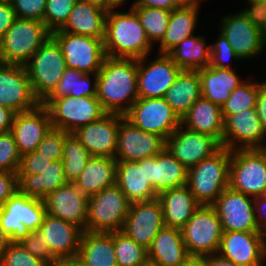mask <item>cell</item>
<instances>
[{
	"label": "cell",
	"instance_id": "8fae6325",
	"mask_svg": "<svg viewBox=\"0 0 266 266\" xmlns=\"http://www.w3.org/2000/svg\"><path fill=\"white\" fill-rule=\"evenodd\" d=\"M59 44L66 66L85 74H97L106 57L102 39L66 32H52Z\"/></svg>",
	"mask_w": 266,
	"mask_h": 266
},
{
	"label": "cell",
	"instance_id": "e7e4bbea",
	"mask_svg": "<svg viewBox=\"0 0 266 266\" xmlns=\"http://www.w3.org/2000/svg\"><path fill=\"white\" fill-rule=\"evenodd\" d=\"M56 266H84L78 259H66L61 260L57 263Z\"/></svg>",
	"mask_w": 266,
	"mask_h": 266
},
{
	"label": "cell",
	"instance_id": "7a4b0ae2",
	"mask_svg": "<svg viewBox=\"0 0 266 266\" xmlns=\"http://www.w3.org/2000/svg\"><path fill=\"white\" fill-rule=\"evenodd\" d=\"M106 56L139 59L148 56L152 46L137 13L107 11L103 40Z\"/></svg>",
	"mask_w": 266,
	"mask_h": 266
},
{
	"label": "cell",
	"instance_id": "52a82bcc",
	"mask_svg": "<svg viewBox=\"0 0 266 266\" xmlns=\"http://www.w3.org/2000/svg\"><path fill=\"white\" fill-rule=\"evenodd\" d=\"M50 36L43 22L16 18L0 42L2 62L24 66Z\"/></svg>",
	"mask_w": 266,
	"mask_h": 266
},
{
	"label": "cell",
	"instance_id": "cb8c5ba5",
	"mask_svg": "<svg viewBox=\"0 0 266 266\" xmlns=\"http://www.w3.org/2000/svg\"><path fill=\"white\" fill-rule=\"evenodd\" d=\"M38 230L45 237L52 255L58 261L77 257L83 233L80 227L46 214Z\"/></svg>",
	"mask_w": 266,
	"mask_h": 266
},
{
	"label": "cell",
	"instance_id": "753ad0ef",
	"mask_svg": "<svg viewBox=\"0 0 266 266\" xmlns=\"http://www.w3.org/2000/svg\"><path fill=\"white\" fill-rule=\"evenodd\" d=\"M247 1H253V2H256V3H263L266 5V0H247Z\"/></svg>",
	"mask_w": 266,
	"mask_h": 266
},
{
	"label": "cell",
	"instance_id": "4dcf8cb0",
	"mask_svg": "<svg viewBox=\"0 0 266 266\" xmlns=\"http://www.w3.org/2000/svg\"><path fill=\"white\" fill-rule=\"evenodd\" d=\"M117 160L110 157L91 156L74 184L90 197L102 189L116 184Z\"/></svg>",
	"mask_w": 266,
	"mask_h": 266
},
{
	"label": "cell",
	"instance_id": "b9f144b4",
	"mask_svg": "<svg viewBox=\"0 0 266 266\" xmlns=\"http://www.w3.org/2000/svg\"><path fill=\"white\" fill-rule=\"evenodd\" d=\"M131 8L137 13L150 43L152 44L153 40L161 42L169 24L171 11L145 6H131Z\"/></svg>",
	"mask_w": 266,
	"mask_h": 266
},
{
	"label": "cell",
	"instance_id": "9a60e30c",
	"mask_svg": "<svg viewBox=\"0 0 266 266\" xmlns=\"http://www.w3.org/2000/svg\"><path fill=\"white\" fill-rule=\"evenodd\" d=\"M166 147V140L136 127L125 116L119 122L117 133V161H139L156 156Z\"/></svg>",
	"mask_w": 266,
	"mask_h": 266
},
{
	"label": "cell",
	"instance_id": "9c48e42d",
	"mask_svg": "<svg viewBox=\"0 0 266 266\" xmlns=\"http://www.w3.org/2000/svg\"><path fill=\"white\" fill-rule=\"evenodd\" d=\"M228 187L252 198L266 189V150L231 151Z\"/></svg>",
	"mask_w": 266,
	"mask_h": 266
},
{
	"label": "cell",
	"instance_id": "6da1fadb",
	"mask_svg": "<svg viewBox=\"0 0 266 266\" xmlns=\"http://www.w3.org/2000/svg\"><path fill=\"white\" fill-rule=\"evenodd\" d=\"M96 97L106 113L125 116L138 99L137 59L106 56L97 73Z\"/></svg>",
	"mask_w": 266,
	"mask_h": 266
},
{
	"label": "cell",
	"instance_id": "c3c4849f",
	"mask_svg": "<svg viewBox=\"0 0 266 266\" xmlns=\"http://www.w3.org/2000/svg\"><path fill=\"white\" fill-rule=\"evenodd\" d=\"M64 131L52 128L42 139L37 151L50 161L62 160Z\"/></svg>",
	"mask_w": 266,
	"mask_h": 266
},
{
	"label": "cell",
	"instance_id": "94428289",
	"mask_svg": "<svg viewBox=\"0 0 266 266\" xmlns=\"http://www.w3.org/2000/svg\"><path fill=\"white\" fill-rule=\"evenodd\" d=\"M206 266H238L234 262L216 254L205 256Z\"/></svg>",
	"mask_w": 266,
	"mask_h": 266
},
{
	"label": "cell",
	"instance_id": "277c9868",
	"mask_svg": "<svg viewBox=\"0 0 266 266\" xmlns=\"http://www.w3.org/2000/svg\"><path fill=\"white\" fill-rule=\"evenodd\" d=\"M24 67L34 95L41 103L57 87L67 68L62 50L52 36L35 51Z\"/></svg>",
	"mask_w": 266,
	"mask_h": 266
},
{
	"label": "cell",
	"instance_id": "ba28073f",
	"mask_svg": "<svg viewBox=\"0 0 266 266\" xmlns=\"http://www.w3.org/2000/svg\"><path fill=\"white\" fill-rule=\"evenodd\" d=\"M130 204L116 184L90 196L86 231L111 233L122 230Z\"/></svg>",
	"mask_w": 266,
	"mask_h": 266
},
{
	"label": "cell",
	"instance_id": "d6a6232c",
	"mask_svg": "<svg viewBox=\"0 0 266 266\" xmlns=\"http://www.w3.org/2000/svg\"><path fill=\"white\" fill-rule=\"evenodd\" d=\"M201 80V95L220 107L230 97L231 92L243 82L235 70L208 66L197 70Z\"/></svg>",
	"mask_w": 266,
	"mask_h": 266
},
{
	"label": "cell",
	"instance_id": "11a10c76",
	"mask_svg": "<svg viewBox=\"0 0 266 266\" xmlns=\"http://www.w3.org/2000/svg\"><path fill=\"white\" fill-rule=\"evenodd\" d=\"M16 18L15 11L12 9L11 3L0 1V42Z\"/></svg>",
	"mask_w": 266,
	"mask_h": 266
},
{
	"label": "cell",
	"instance_id": "60d3db41",
	"mask_svg": "<svg viewBox=\"0 0 266 266\" xmlns=\"http://www.w3.org/2000/svg\"><path fill=\"white\" fill-rule=\"evenodd\" d=\"M114 252L117 266H144L148 262V251L121 230L113 232Z\"/></svg>",
	"mask_w": 266,
	"mask_h": 266
},
{
	"label": "cell",
	"instance_id": "8992f818",
	"mask_svg": "<svg viewBox=\"0 0 266 266\" xmlns=\"http://www.w3.org/2000/svg\"><path fill=\"white\" fill-rule=\"evenodd\" d=\"M182 239L191 257L218 253L223 229L212 205H200L181 229Z\"/></svg>",
	"mask_w": 266,
	"mask_h": 266
},
{
	"label": "cell",
	"instance_id": "be15d7a7",
	"mask_svg": "<svg viewBox=\"0 0 266 266\" xmlns=\"http://www.w3.org/2000/svg\"><path fill=\"white\" fill-rule=\"evenodd\" d=\"M177 7L199 8V0H176Z\"/></svg>",
	"mask_w": 266,
	"mask_h": 266
},
{
	"label": "cell",
	"instance_id": "680465c9",
	"mask_svg": "<svg viewBox=\"0 0 266 266\" xmlns=\"http://www.w3.org/2000/svg\"><path fill=\"white\" fill-rule=\"evenodd\" d=\"M254 211H255V222L258 228L260 230H263L266 227V201L262 200L260 197L254 198ZM256 213L260 214L256 215Z\"/></svg>",
	"mask_w": 266,
	"mask_h": 266
},
{
	"label": "cell",
	"instance_id": "3957f363",
	"mask_svg": "<svg viewBox=\"0 0 266 266\" xmlns=\"http://www.w3.org/2000/svg\"><path fill=\"white\" fill-rule=\"evenodd\" d=\"M231 151L222 147L188 170L187 184L200 205H212L228 188Z\"/></svg>",
	"mask_w": 266,
	"mask_h": 266
},
{
	"label": "cell",
	"instance_id": "003e7915",
	"mask_svg": "<svg viewBox=\"0 0 266 266\" xmlns=\"http://www.w3.org/2000/svg\"><path fill=\"white\" fill-rule=\"evenodd\" d=\"M90 3H94L107 11L111 10V0H86Z\"/></svg>",
	"mask_w": 266,
	"mask_h": 266
},
{
	"label": "cell",
	"instance_id": "1f68e13d",
	"mask_svg": "<svg viewBox=\"0 0 266 266\" xmlns=\"http://www.w3.org/2000/svg\"><path fill=\"white\" fill-rule=\"evenodd\" d=\"M187 129L216 138L222 145L223 117L220 106L202 96L195 101L189 111L181 118Z\"/></svg>",
	"mask_w": 266,
	"mask_h": 266
},
{
	"label": "cell",
	"instance_id": "681fc988",
	"mask_svg": "<svg viewBox=\"0 0 266 266\" xmlns=\"http://www.w3.org/2000/svg\"><path fill=\"white\" fill-rule=\"evenodd\" d=\"M47 0H11L17 18L36 20L44 23Z\"/></svg>",
	"mask_w": 266,
	"mask_h": 266
},
{
	"label": "cell",
	"instance_id": "d6986e66",
	"mask_svg": "<svg viewBox=\"0 0 266 266\" xmlns=\"http://www.w3.org/2000/svg\"><path fill=\"white\" fill-rule=\"evenodd\" d=\"M146 58L137 59L138 98H163L182 70L167 54H160L148 67L143 65Z\"/></svg>",
	"mask_w": 266,
	"mask_h": 266
},
{
	"label": "cell",
	"instance_id": "91938a15",
	"mask_svg": "<svg viewBox=\"0 0 266 266\" xmlns=\"http://www.w3.org/2000/svg\"><path fill=\"white\" fill-rule=\"evenodd\" d=\"M15 112L0 104V133L11 131Z\"/></svg>",
	"mask_w": 266,
	"mask_h": 266
},
{
	"label": "cell",
	"instance_id": "5bb4252c",
	"mask_svg": "<svg viewBox=\"0 0 266 266\" xmlns=\"http://www.w3.org/2000/svg\"><path fill=\"white\" fill-rule=\"evenodd\" d=\"M246 194L226 188L212 204L223 232H261L255 222L253 202Z\"/></svg>",
	"mask_w": 266,
	"mask_h": 266
},
{
	"label": "cell",
	"instance_id": "7402d4cb",
	"mask_svg": "<svg viewBox=\"0 0 266 266\" xmlns=\"http://www.w3.org/2000/svg\"><path fill=\"white\" fill-rule=\"evenodd\" d=\"M52 128L49 110L42 103L33 110L16 113L11 132L21 156L37 150L39 143Z\"/></svg>",
	"mask_w": 266,
	"mask_h": 266
},
{
	"label": "cell",
	"instance_id": "d590c367",
	"mask_svg": "<svg viewBox=\"0 0 266 266\" xmlns=\"http://www.w3.org/2000/svg\"><path fill=\"white\" fill-rule=\"evenodd\" d=\"M201 96L198 71L182 70L163 98L181 119Z\"/></svg>",
	"mask_w": 266,
	"mask_h": 266
},
{
	"label": "cell",
	"instance_id": "ab89813d",
	"mask_svg": "<svg viewBox=\"0 0 266 266\" xmlns=\"http://www.w3.org/2000/svg\"><path fill=\"white\" fill-rule=\"evenodd\" d=\"M91 158L86 148L74 133L64 131V143L62 149V162L66 180L74 183Z\"/></svg>",
	"mask_w": 266,
	"mask_h": 266
},
{
	"label": "cell",
	"instance_id": "ac0fdd59",
	"mask_svg": "<svg viewBox=\"0 0 266 266\" xmlns=\"http://www.w3.org/2000/svg\"><path fill=\"white\" fill-rule=\"evenodd\" d=\"M181 128L182 124L166 139V148L188 170L222 148L221 143L213 136L187 128L180 132Z\"/></svg>",
	"mask_w": 266,
	"mask_h": 266
},
{
	"label": "cell",
	"instance_id": "44dd1931",
	"mask_svg": "<svg viewBox=\"0 0 266 266\" xmlns=\"http://www.w3.org/2000/svg\"><path fill=\"white\" fill-rule=\"evenodd\" d=\"M88 199L74 183L68 182L43 200L47 214L73 223L85 231Z\"/></svg>",
	"mask_w": 266,
	"mask_h": 266
},
{
	"label": "cell",
	"instance_id": "6f0895ef",
	"mask_svg": "<svg viewBox=\"0 0 266 266\" xmlns=\"http://www.w3.org/2000/svg\"><path fill=\"white\" fill-rule=\"evenodd\" d=\"M256 110L263 129L266 132V88L261 85L256 99Z\"/></svg>",
	"mask_w": 266,
	"mask_h": 266
},
{
	"label": "cell",
	"instance_id": "2e32d148",
	"mask_svg": "<svg viewBox=\"0 0 266 266\" xmlns=\"http://www.w3.org/2000/svg\"><path fill=\"white\" fill-rule=\"evenodd\" d=\"M223 117V136L222 147L230 151L236 149H265L261 145L266 132L257 114V110H243L235 115H222ZM240 142L241 145L234 143Z\"/></svg>",
	"mask_w": 266,
	"mask_h": 266
},
{
	"label": "cell",
	"instance_id": "4316f807",
	"mask_svg": "<svg viewBox=\"0 0 266 266\" xmlns=\"http://www.w3.org/2000/svg\"><path fill=\"white\" fill-rule=\"evenodd\" d=\"M148 251V262L158 266H184L192 257L183 242L181 230L163 227Z\"/></svg>",
	"mask_w": 266,
	"mask_h": 266
},
{
	"label": "cell",
	"instance_id": "f1b7e54d",
	"mask_svg": "<svg viewBox=\"0 0 266 266\" xmlns=\"http://www.w3.org/2000/svg\"><path fill=\"white\" fill-rule=\"evenodd\" d=\"M116 185L131 203L158 198L146 179L145 158L139 161H117Z\"/></svg>",
	"mask_w": 266,
	"mask_h": 266
},
{
	"label": "cell",
	"instance_id": "2a66077c",
	"mask_svg": "<svg viewBox=\"0 0 266 266\" xmlns=\"http://www.w3.org/2000/svg\"><path fill=\"white\" fill-rule=\"evenodd\" d=\"M2 2H10L11 0H0Z\"/></svg>",
	"mask_w": 266,
	"mask_h": 266
},
{
	"label": "cell",
	"instance_id": "2644e50d",
	"mask_svg": "<svg viewBox=\"0 0 266 266\" xmlns=\"http://www.w3.org/2000/svg\"><path fill=\"white\" fill-rule=\"evenodd\" d=\"M262 200L266 201V189L259 196Z\"/></svg>",
	"mask_w": 266,
	"mask_h": 266
},
{
	"label": "cell",
	"instance_id": "db71d44e",
	"mask_svg": "<svg viewBox=\"0 0 266 266\" xmlns=\"http://www.w3.org/2000/svg\"><path fill=\"white\" fill-rule=\"evenodd\" d=\"M251 6L243 10L245 16L262 32L266 28V5L249 1Z\"/></svg>",
	"mask_w": 266,
	"mask_h": 266
},
{
	"label": "cell",
	"instance_id": "34e18365",
	"mask_svg": "<svg viewBox=\"0 0 266 266\" xmlns=\"http://www.w3.org/2000/svg\"><path fill=\"white\" fill-rule=\"evenodd\" d=\"M144 266H158V265H155L153 263L147 262Z\"/></svg>",
	"mask_w": 266,
	"mask_h": 266
},
{
	"label": "cell",
	"instance_id": "bcb514c9",
	"mask_svg": "<svg viewBox=\"0 0 266 266\" xmlns=\"http://www.w3.org/2000/svg\"><path fill=\"white\" fill-rule=\"evenodd\" d=\"M0 266H49L31 255L21 244L11 243L0 260Z\"/></svg>",
	"mask_w": 266,
	"mask_h": 266
},
{
	"label": "cell",
	"instance_id": "f5cc1de1",
	"mask_svg": "<svg viewBox=\"0 0 266 266\" xmlns=\"http://www.w3.org/2000/svg\"><path fill=\"white\" fill-rule=\"evenodd\" d=\"M18 191L17 173L0 171V206Z\"/></svg>",
	"mask_w": 266,
	"mask_h": 266
},
{
	"label": "cell",
	"instance_id": "7dc6e473",
	"mask_svg": "<svg viewBox=\"0 0 266 266\" xmlns=\"http://www.w3.org/2000/svg\"><path fill=\"white\" fill-rule=\"evenodd\" d=\"M21 244L31 255L40 258L49 266H56L59 262L51 253L45 237L39 230L30 231V233L23 238Z\"/></svg>",
	"mask_w": 266,
	"mask_h": 266
},
{
	"label": "cell",
	"instance_id": "83f0119b",
	"mask_svg": "<svg viewBox=\"0 0 266 266\" xmlns=\"http://www.w3.org/2000/svg\"><path fill=\"white\" fill-rule=\"evenodd\" d=\"M107 10L86 0H77L65 25L54 32H66L104 40Z\"/></svg>",
	"mask_w": 266,
	"mask_h": 266
},
{
	"label": "cell",
	"instance_id": "816d5d0a",
	"mask_svg": "<svg viewBox=\"0 0 266 266\" xmlns=\"http://www.w3.org/2000/svg\"><path fill=\"white\" fill-rule=\"evenodd\" d=\"M50 162L37 150L25 153L21 156L17 174H41Z\"/></svg>",
	"mask_w": 266,
	"mask_h": 266
},
{
	"label": "cell",
	"instance_id": "11e5206c",
	"mask_svg": "<svg viewBox=\"0 0 266 266\" xmlns=\"http://www.w3.org/2000/svg\"><path fill=\"white\" fill-rule=\"evenodd\" d=\"M2 58H1V50H0V65L2 64Z\"/></svg>",
	"mask_w": 266,
	"mask_h": 266
},
{
	"label": "cell",
	"instance_id": "e575fe53",
	"mask_svg": "<svg viewBox=\"0 0 266 266\" xmlns=\"http://www.w3.org/2000/svg\"><path fill=\"white\" fill-rule=\"evenodd\" d=\"M18 190L29 197L44 199L68 183L62 160L51 161L41 174H17Z\"/></svg>",
	"mask_w": 266,
	"mask_h": 266
},
{
	"label": "cell",
	"instance_id": "6125c7cd",
	"mask_svg": "<svg viewBox=\"0 0 266 266\" xmlns=\"http://www.w3.org/2000/svg\"><path fill=\"white\" fill-rule=\"evenodd\" d=\"M10 244V237L7 235V233L4 231L0 224V260L3 256V253L6 251Z\"/></svg>",
	"mask_w": 266,
	"mask_h": 266
},
{
	"label": "cell",
	"instance_id": "9f6ffc18",
	"mask_svg": "<svg viewBox=\"0 0 266 266\" xmlns=\"http://www.w3.org/2000/svg\"><path fill=\"white\" fill-rule=\"evenodd\" d=\"M132 6H145L152 8H161L165 10H174L177 7L176 0H137Z\"/></svg>",
	"mask_w": 266,
	"mask_h": 266
},
{
	"label": "cell",
	"instance_id": "7c38bea8",
	"mask_svg": "<svg viewBox=\"0 0 266 266\" xmlns=\"http://www.w3.org/2000/svg\"><path fill=\"white\" fill-rule=\"evenodd\" d=\"M125 117L139 129L165 140L181 125V119L164 98H138Z\"/></svg>",
	"mask_w": 266,
	"mask_h": 266
},
{
	"label": "cell",
	"instance_id": "89a4df30",
	"mask_svg": "<svg viewBox=\"0 0 266 266\" xmlns=\"http://www.w3.org/2000/svg\"><path fill=\"white\" fill-rule=\"evenodd\" d=\"M125 0H111V9H114L116 6L123 3Z\"/></svg>",
	"mask_w": 266,
	"mask_h": 266
},
{
	"label": "cell",
	"instance_id": "484cf974",
	"mask_svg": "<svg viewBox=\"0 0 266 266\" xmlns=\"http://www.w3.org/2000/svg\"><path fill=\"white\" fill-rule=\"evenodd\" d=\"M222 32L238 59L253 57L264 48L262 31L245 16L243 12L224 17Z\"/></svg>",
	"mask_w": 266,
	"mask_h": 266
},
{
	"label": "cell",
	"instance_id": "4fadbf2b",
	"mask_svg": "<svg viewBox=\"0 0 266 266\" xmlns=\"http://www.w3.org/2000/svg\"><path fill=\"white\" fill-rule=\"evenodd\" d=\"M0 104L15 113L33 110L41 104L24 66L0 65Z\"/></svg>",
	"mask_w": 266,
	"mask_h": 266
},
{
	"label": "cell",
	"instance_id": "e0dca14e",
	"mask_svg": "<svg viewBox=\"0 0 266 266\" xmlns=\"http://www.w3.org/2000/svg\"><path fill=\"white\" fill-rule=\"evenodd\" d=\"M163 227L162 207L160 200L156 198L132 202L121 231L148 250Z\"/></svg>",
	"mask_w": 266,
	"mask_h": 266
},
{
	"label": "cell",
	"instance_id": "f907efd6",
	"mask_svg": "<svg viewBox=\"0 0 266 266\" xmlns=\"http://www.w3.org/2000/svg\"><path fill=\"white\" fill-rule=\"evenodd\" d=\"M231 58H238L232 46L223 34L220 36L215 44L210 45V66L224 69H231L225 64L224 60Z\"/></svg>",
	"mask_w": 266,
	"mask_h": 266
},
{
	"label": "cell",
	"instance_id": "ffe728a7",
	"mask_svg": "<svg viewBox=\"0 0 266 266\" xmlns=\"http://www.w3.org/2000/svg\"><path fill=\"white\" fill-rule=\"evenodd\" d=\"M123 117L106 113L100 119L79 127L73 133L91 156L114 158L119 122Z\"/></svg>",
	"mask_w": 266,
	"mask_h": 266
},
{
	"label": "cell",
	"instance_id": "8c879c8a",
	"mask_svg": "<svg viewBox=\"0 0 266 266\" xmlns=\"http://www.w3.org/2000/svg\"><path fill=\"white\" fill-rule=\"evenodd\" d=\"M262 34H263V43H264V45H266V28L264 29Z\"/></svg>",
	"mask_w": 266,
	"mask_h": 266
},
{
	"label": "cell",
	"instance_id": "d4e9b609",
	"mask_svg": "<svg viewBox=\"0 0 266 266\" xmlns=\"http://www.w3.org/2000/svg\"><path fill=\"white\" fill-rule=\"evenodd\" d=\"M145 174L159 195L165 190L186 186L188 169L165 147L156 156L145 158Z\"/></svg>",
	"mask_w": 266,
	"mask_h": 266
},
{
	"label": "cell",
	"instance_id": "ee69618b",
	"mask_svg": "<svg viewBox=\"0 0 266 266\" xmlns=\"http://www.w3.org/2000/svg\"><path fill=\"white\" fill-rule=\"evenodd\" d=\"M76 2L77 0H47L44 24L51 33L65 25Z\"/></svg>",
	"mask_w": 266,
	"mask_h": 266
},
{
	"label": "cell",
	"instance_id": "603a6c76",
	"mask_svg": "<svg viewBox=\"0 0 266 266\" xmlns=\"http://www.w3.org/2000/svg\"><path fill=\"white\" fill-rule=\"evenodd\" d=\"M219 253L238 266H261L265 258L262 232H223Z\"/></svg>",
	"mask_w": 266,
	"mask_h": 266
},
{
	"label": "cell",
	"instance_id": "a7ac6f4b",
	"mask_svg": "<svg viewBox=\"0 0 266 266\" xmlns=\"http://www.w3.org/2000/svg\"><path fill=\"white\" fill-rule=\"evenodd\" d=\"M262 232V239H263V251H264V256L266 257V227L261 230Z\"/></svg>",
	"mask_w": 266,
	"mask_h": 266
},
{
	"label": "cell",
	"instance_id": "8d00e7d4",
	"mask_svg": "<svg viewBox=\"0 0 266 266\" xmlns=\"http://www.w3.org/2000/svg\"><path fill=\"white\" fill-rule=\"evenodd\" d=\"M167 55L181 70L197 71L210 65V46L206 47L202 36L183 39Z\"/></svg>",
	"mask_w": 266,
	"mask_h": 266
},
{
	"label": "cell",
	"instance_id": "f546056e",
	"mask_svg": "<svg viewBox=\"0 0 266 266\" xmlns=\"http://www.w3.org/2000/svg\"><path fill=\"white\" fill-rule=\"evenodd\" d=\"M164 226L182 229L200 206L187 186L165 190L158 195Z\"/></svg>",
	"mask_w": 266,
	"mask_h": 266
},
{
	"label": "cell",
	"instance_id": "836d02e7",
	"mask_svg": "<svg viewBox=\"0 0 266 266\" xmlns=\"http://www.w3.org/2000/svg\"><path fill=\"white\" fill-rule=\"evenodd\" d=\"M76 259L84 266H117L113 232L83 231Z\"/></svg>",
	"mask_w": 266,
	"mask_h": 266
},
{
	"label": "cell",
	"instance_id": "74e56055",
	"mask_svg": "<svg viewBox=\"0 0 266 266\" xmlns=\"http://www.w3.org/2000/svg\"><path fill=\"white\" fill-rule=\"evenodd\" d=\"M197 10L178 7L171 11L165 36L159 46L161 54H167L183 39L193 36L197 22Z\"/></svg>",
	"mask_w": 266,
	"mask_h": 266
},
{
	"label": "cell",
	"instance_id": "7bdbcfd3",
	"mask_svg": "<svg viewBox=\"0 0 266 266\" xmlns=\"http://www.w3.org/2000/svg\"><path fill=\"white\" fill-rule=\"evenodd\" d=\"M259 83H242L230 94L228 100L221 107L222 115H235L243 110L255 109Z\"/></svg>",
	"mask_w": 266,
	"mask_h": 266
},
{
	"label": "cell",
	"instance_id": "5b68a950",
	"mask_svg": "<svg viewBox=\"0 0 266 266\" xmlns=\"http://www.w3.org/2000/svg\"><path fill=\"white\" fill-rule=\"evenodd\" d=\"M43 199L29 197L19 190L0 206V224L11 243H19L30 231L38 230L46 216Z\"/></svg>",
	"mask_w": 266,
	"mask_h": 266
},
{
	"label": "cell",
	"instance_id": "30bf717a",
	"mask_svg": "<svg viewBox=\"0 0 266 266\" xmlns=\"http://www.w3.org/2000/svg\"><path fill=\"white\" fill-rule=\"evenodd\" d=\"M42 104L49 110L52 127L67 133H73L106 114L97 97L46 98Z\"/></svg>",
	"mask_w": 266,
	"mask_h": 266
},
{
	"label": "cell",
	"instance_id": "03108f58",
	"mask_svg": "<svg viewBox=\"0 0 266 266\" xmlns=\"http://www.w3.org/2000/svg\"><path fill=\"white\" fill-rule=\"evenodd\" d=\"M184 266H206L205 256L201 258L192 257Z\"/></svg>",
	"mask_w": 266,
	"mask_h": 266
},
{
	"label": "cell",
	"instance_id": "b9fcfbb0",
	"mask_svg": "<svg viewBox=\"0 0 266 266\" xmlns=\"http://www.w3.org/2000/svg\"><path fill=\"white\" fill-rule=\"evenodd\" d=\"M262 85L266 88V81L262 83Z\"/></svg>",
	"mask_w": 266,
	"mask_h": 266
},
{
	"label": "cell",
	"instance_id": "f6af8a7d",
	"mask_svg": "<svg viewBox=\"0 0 266 266\" xmlns=\"http://www.w3.org/2000/svg\"><path fill=\"white\" fill-rule=\"evenodd\" d=\"M21 154L11 131L0 133V171L17 173Z\"/></svg>",
	"mask_w": 266,
	"mask_h": 266
},
{
	"label": "cell",
	"instance_id": "f35d334b",
	"mask_svg": "<svg viewBox=\"0 0 266 266\" xmlns=\"http://www.w3.org/2000/svg\"><path fill=\"white\" fill-rule=\"evenodd\" d=\"M95 81L91 86L90 74H85L77 69L66 68L57 87L47 98H61L64 96L96 97L97 95V74H94Z\"/></svg>",
	"mask_w": 266,
	"mask_h": 266
}]
</instances>
